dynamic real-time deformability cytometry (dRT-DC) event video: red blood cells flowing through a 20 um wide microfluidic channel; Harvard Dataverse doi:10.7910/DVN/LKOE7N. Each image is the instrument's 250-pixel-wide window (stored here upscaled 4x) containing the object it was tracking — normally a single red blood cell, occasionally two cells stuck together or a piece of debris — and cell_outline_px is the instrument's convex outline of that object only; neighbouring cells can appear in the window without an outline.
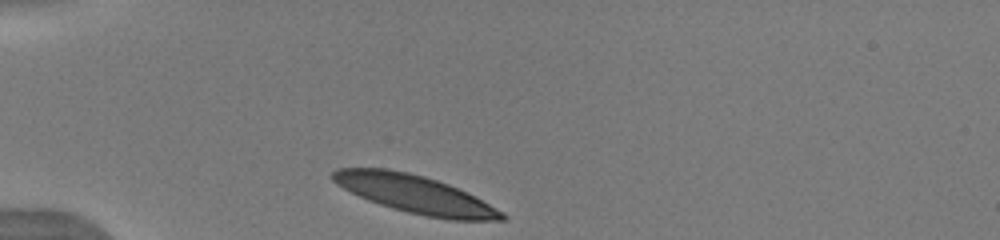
{"species": "human", "species_latin": "Homo sapiens", "temperature_condition": "warm", "stored_images_in_passage": 33, "camera_frame_rate_fps": 3000, "um_per_image_px": 0.085, "donor": {"sex": "male"}, "frame": {"image": 1, "passage_image": 1, "time_ms": 0.0, "image_size_px": [1000, 240], "cell_outline_px": [[508, 216], [504, 220], [448, 220], [424, 216], [392, 208], [368, 200], [336, 184], [332, 180], [332, 172], [336, 168], [384, 168], [408, 172], [424, 176], [448, 184], [504, 212]], "centroid_in_image_um": [35.26, 16.51], "position_along_channel_um": 49.7, "area_um2": 36.88}}
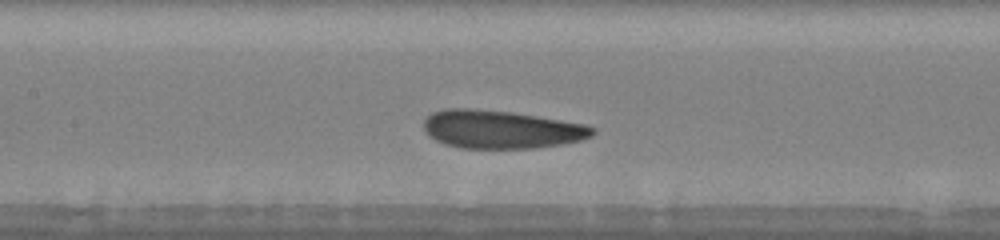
{"frame": {"image": 2, "passage_image": 12, "time_ms": 3.667, "image_size_px": [1000, 240], "cell_outline_px": [[596, 132], [592, 136], [580, 140], [564, 144], [532, 148], [460, 148], [444, 144], [428, 136], [424, 132], [424, 120], [432, 112], [444, 108], [468, 108], [512, 112], [584, 124], [596, 128]], "centroid_in_image_um": [42.57, 11.0], "position_along_channel_um": 164.8, "area_um2": 37.69}}
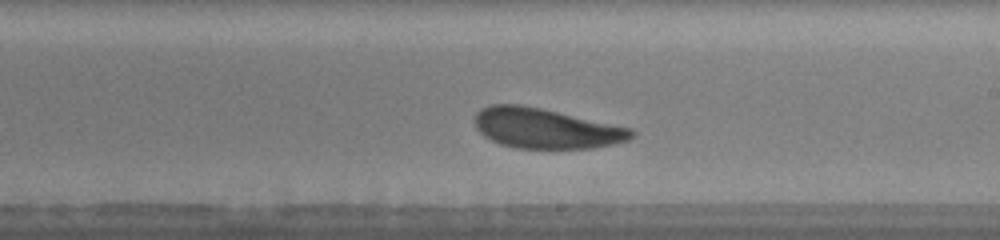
{"frame": {"image": 3, "passage_image": 18, "time_ms": 5.667, "image_size_px": [1000, 240], "cell_outline_px": [[636, 136], [628, 140], [616, 144], [592, 148], [516, 148], [500, 144], [484, 136], [476, 128], [476, 112], [480, 108], [492, 104], [520, 104], [540, 108], [632, 128], [636, 132]], "centroid_in_image_um": [46.42, 10.91], "position_along_channel_um": 242.6, "area_um2": 36.65}, "authors_computed_cell_mechanics": {"area_um2": 36.8764, "velocity_mm_per_s": 3.8919, "shape_relaxation_time_tau1_ms": 1.9338, "shape_relaxation_time_tau2_ms": 2.0835, "deformation_change_tau1": 0.1096, "deformation_change_tau2": 0.1091}}